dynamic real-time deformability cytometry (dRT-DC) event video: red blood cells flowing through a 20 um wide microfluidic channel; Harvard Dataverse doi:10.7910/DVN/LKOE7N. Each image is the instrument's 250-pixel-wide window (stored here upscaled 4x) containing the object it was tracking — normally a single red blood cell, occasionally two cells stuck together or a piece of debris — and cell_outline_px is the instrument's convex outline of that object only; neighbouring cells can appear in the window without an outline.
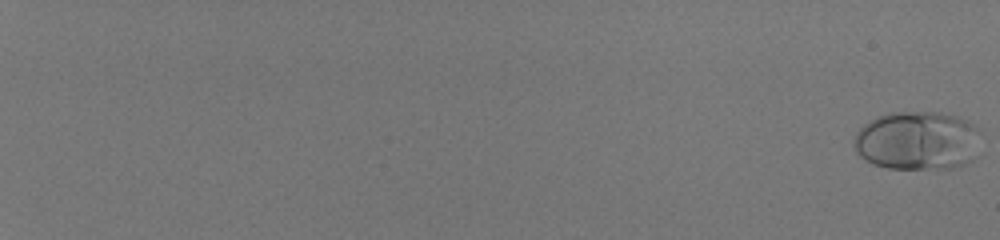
{"species": "human", "species_latin": "Homo sapiens", "temperature_condition": "room temperature", "stored_images_in_passage": 57, "camera_frame_rate_fps": 3000, "um_per_image_px": 0.085, "donor": {"sex": "male"}, "frame": {"image": 1, "passage_image": 1, "time_ms": 0.0, "image_size_px": [1000, 240], "cell_outline_px": [[980, 132], [976, 156], [972, 160], [964, 164], [952, 168], [888, 168], [872, 164], [864, 160], [856, 152], [852, 144], [856, 132], [864, 124], [876, 116], [892, 112], [940, 112], [960, 116], [968, 120]], "centroid_in_image_um": [77.97, 11.94], "position_along_channel_um": 7.0, "area_um2": 43.99}}
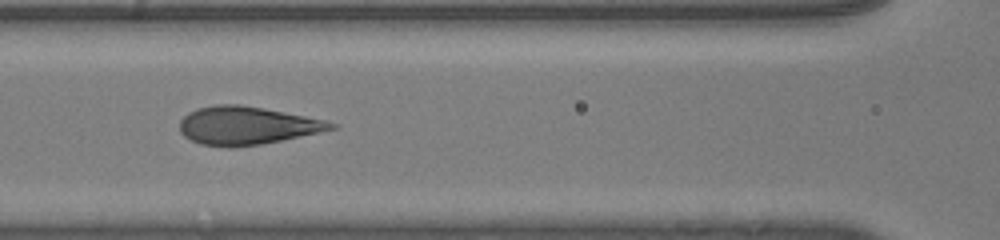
{"frame": {"image": 2, "passage_image": 33, "time_ms": 10.667, "image_size_px": [1000, 240], "cell_outline_px": [[340, 128], [260, 144], [200, 144], [184, 136], [180, 132], [180, 120], [188, 112], [196, 108], [216, 104], [240, 104], [264, 108], [328, 120], [336, 124]], "centroid_in_image_um": [21.02, 10.62], "position_along_channel_um": 145.6, "area_um2": 32.89}}
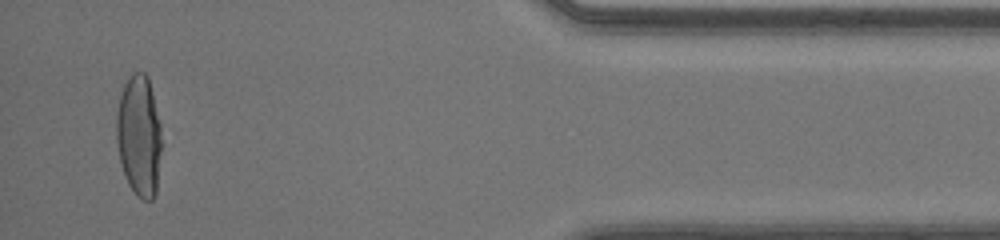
{"frame": {"image": 3, "passage_image": 56, "time_ms": 18.333, "image_size_px": [1000, 240], "cell_outline_px": [[160, 152], [156, 192], [152, 200], [144, 200], [136, 196], [128, 184], [124, 176], [120, 160], [116, 140], [116, 116], [120, 96], [124, 84], [128, 76], [132, 72], [144, 72], [148, 76], [160, 124]], "centroid_in_image_um": [11.8, 11.53], "position_along_channel_um": 423.4, "area_um2": 31.85}, "authors_computed_cell_mechanics": {"area_um2": 34.4488, "velocity_mm_per_s": 4.146, "shape_relaxation_time_tau1_ms": 3.9189, "shape_relaxation_time_tau2_ms": null, "deformation_change_tau1": 0.2002, "deformation_change_tau2": null}}